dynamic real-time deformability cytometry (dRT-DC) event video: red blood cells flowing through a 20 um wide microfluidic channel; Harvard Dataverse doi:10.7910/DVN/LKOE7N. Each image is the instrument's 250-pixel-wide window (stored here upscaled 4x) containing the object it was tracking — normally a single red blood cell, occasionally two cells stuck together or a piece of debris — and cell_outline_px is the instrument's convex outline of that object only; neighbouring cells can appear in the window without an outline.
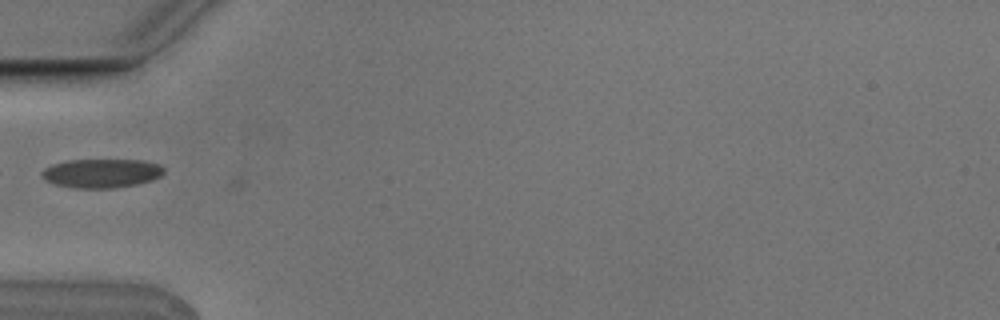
{"species": "Egyptian fruit bat (a non-hibernating species)", "species_latin": "Rousettus aegyptiacus", "temperature_condition": "cold", "stored_images_in_passage": 4, "camera_frame_rate_fps": 3000, "um_per_image_px": 0.085, "animal": {"sex": "male"}, "frame": {"image": 1, "passage_image": 3, "time_ms": 0.667, "image_size_px": [1000, 320], "cell_outline_px": [[164, 172], [160, 176], [152, 180], [136, 184], [112, 188], [72, 188], [56, 184], [44, 180], [40, 176], [40, 172], [44, 168], [52, 164], [68, 160], [144, 160], [156, 164], [164, 168]], "centroid_in_image_um": [8.58, 14.72], "position_along_channel_um": 76.4, "area_um2": 20.63}}